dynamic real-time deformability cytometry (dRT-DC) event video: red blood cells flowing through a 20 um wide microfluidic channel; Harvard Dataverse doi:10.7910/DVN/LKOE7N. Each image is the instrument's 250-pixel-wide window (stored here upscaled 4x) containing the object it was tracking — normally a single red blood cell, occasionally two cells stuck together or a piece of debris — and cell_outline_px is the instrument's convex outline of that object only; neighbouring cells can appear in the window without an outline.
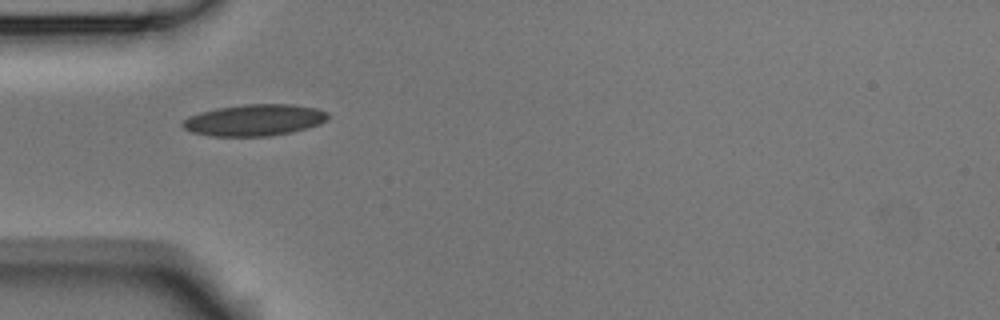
{"species": "Egyptian fruit bat (a non-hibernating species)", "species_latin": "Rousettus aegyptiacus", "temperature_condition": "room temperature", "stored_images_in_passage": 5, "camera_frame_rate_fps": 3000, "um_per_image_px": 0.085, "animal": {"sex": "male"}, "frame": {"image": 1, "passage_image": 1, "time_ms": 0.0, "image_size_px": [1000, 320], "cell_outline_px": [[328, 120], [320, 124], [292, 132], [268, 136], [212, 136], [192, 132], [184, 128], [180, 124], [188, 116], [200, 112], [216, 108], [244, 104], [292, 104], [316, 108], [328, 112]], "centroid_in_image_um": [21.63, 10.2], "position_along_channel_um": 63.4, "area_um2": 26.76}}
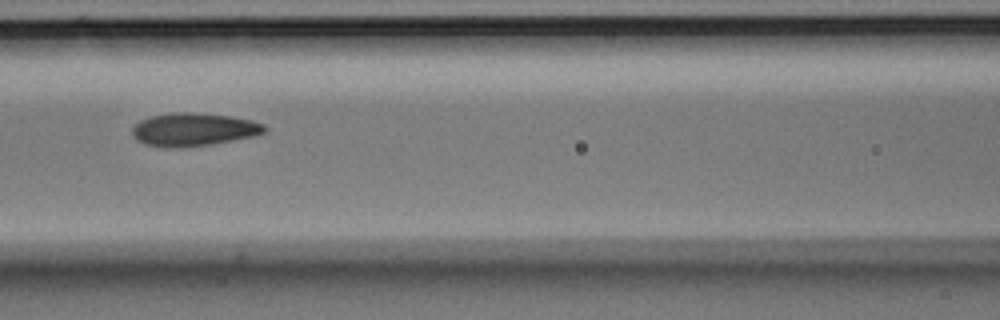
{"frame": {"image": 2, "passage_image": 3, "time_ms": 0.667, "image_size_px": [1000, 320], "cell_outline_px": [[268, 132], [256, 136], [212, 144], [180, 148], [172, 148], [144, 144], [132, 136], [132, 128], [140, 120], [152, 116], [172, 112], [192, 112], [228, 116], [252, 120], [264, 124], [268, 128]], "centroid_in_image_um": [16.49, 11.01], "position_along_channel_um": 150.1, "area_um2": 25.72}}
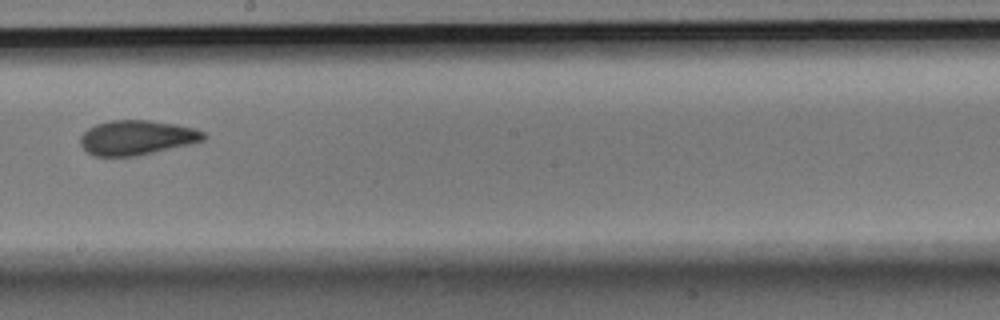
{"frame": {"image": 3, "passage_image": 5, "time_ms": 1.333, "image_size_px": [1000, 320], "cell_outline_px": [[204, 140], [188, 144], [136, 156], [92, 156], [80, 144], [80, 136], [88, 128], [96, 124], [112, 120], [148, 120], [176, 124], [192, 128], [204, 132]], "centroid_in_image_um": [11.57, 11.69], "position_along_channel_um": 236.6, "area_um2": 24.62}}